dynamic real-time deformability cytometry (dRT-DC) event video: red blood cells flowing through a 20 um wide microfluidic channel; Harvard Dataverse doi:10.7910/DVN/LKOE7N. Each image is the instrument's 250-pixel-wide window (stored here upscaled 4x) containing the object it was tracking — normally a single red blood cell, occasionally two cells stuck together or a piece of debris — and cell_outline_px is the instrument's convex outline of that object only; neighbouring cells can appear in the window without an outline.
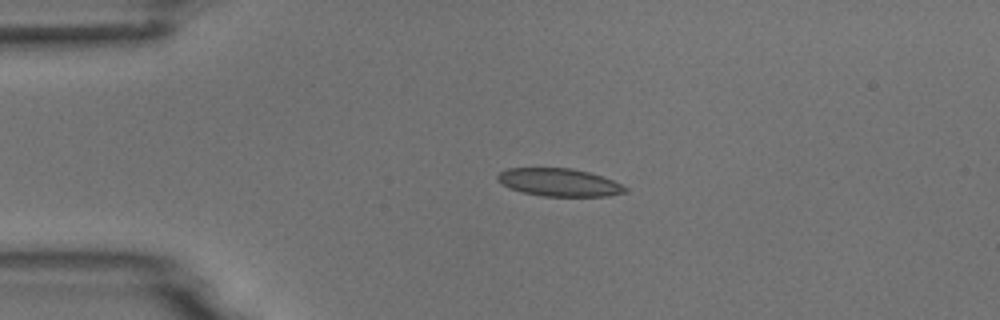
{"species": "common noctule bat (a hibernating species)", "species_latin": "Nyctalus noctula", "temperature_condition": "room temperature", "stored_images_in_passage": 2, "camera_frame_rate_fps": 3000, "um_per_image_px": 0.085, "animal": {"sex": "male", "body_mass_g": 18.8}, "frame": {"image": 1, "passage_image": 1, "time_ms": 0.0, "image_size_px": [1000, 320], "cell_outline_px": [[628, 192], [608, 196], [544, 196], [520, 192], [508, 188], [500, 184], [496, 180], [496, 176], [500, 172], [508, 168], [572, 168], [588, 172], [612, 180], [628, 188]], "centroid_in_image_um": [47.48, 15.51], "position_along_channel_um": 37.5, "area_um2": 20.81}}